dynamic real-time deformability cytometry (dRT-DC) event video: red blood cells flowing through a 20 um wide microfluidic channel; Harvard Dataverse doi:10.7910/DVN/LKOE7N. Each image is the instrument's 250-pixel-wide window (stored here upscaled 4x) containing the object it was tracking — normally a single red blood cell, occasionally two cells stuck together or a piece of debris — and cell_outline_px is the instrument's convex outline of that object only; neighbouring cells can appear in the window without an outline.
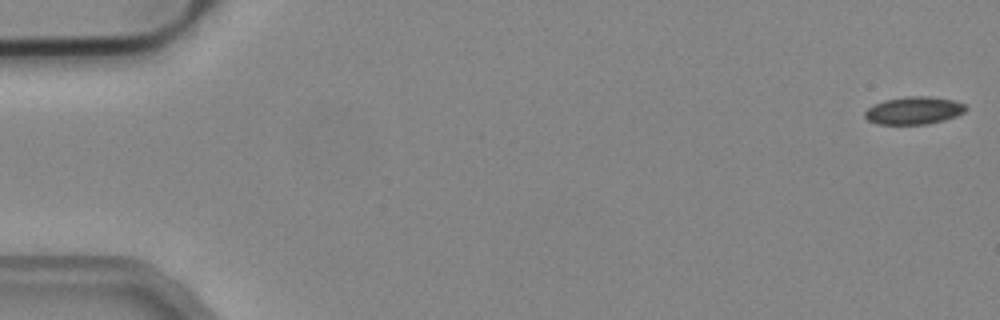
{"species": "common noctule bat (a hibernating species)", "species_latin": "Nyctalus noctula", "temperature_condition": "cold", "stored_images_in_passage": 9, "camera_frame_rate_fps": 3000, "um_per_image_px": 0.085, "animal": {"sex": "male", "body_mass_g": 19.2, "forearm_length_mm": 51.8}, "frame": {"image": 1, "passage_image": 1, "time_ms": 0.0, "image_size_px": [1000, 320], "cell_outline_px": [[968, 108], [964, 112], [956, 116], [944, 120], [928, 124], [876, 124], [868, 120], [864, 116], [864, 112], [872, 104], [884, 100], [904, 96], [932, 96], [956, 100], [964, 104]], "centroid_in_image_um": [77.68, 9.38], "position_along_channel_um": 7.3, "area_um2": 16.53}}